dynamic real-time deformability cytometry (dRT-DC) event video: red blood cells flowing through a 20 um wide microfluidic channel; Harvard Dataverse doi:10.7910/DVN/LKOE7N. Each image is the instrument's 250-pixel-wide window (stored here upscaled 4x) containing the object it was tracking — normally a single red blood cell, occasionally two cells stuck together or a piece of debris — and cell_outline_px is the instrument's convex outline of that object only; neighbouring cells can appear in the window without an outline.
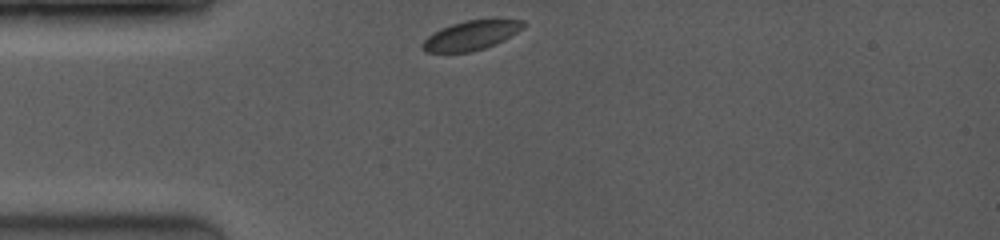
{"species": "common noctule bat (a hibernating species)", "species_latin": "Nyctalus noctula", "temperature_condition": "room temperature", "stored_images_in_passage": 3, "camera_frame_rate_fps": 3500, "um_per_image_px": 0.085, "animal": {"sex": "female", "body_mass_g": 19.0, "forearm_length_mm": 53.3}, "frame": {"image": 1, "passage_image": 1, "time_ms": 0.0, "image_size_px": [1000, 240], "cell_outline_px": [[528, 24], [524, 28], [484, 48], [468, 52], [424, 52], [420, 48], [420, 44], [432, 32], [440, 28], [464, 20], [524, 20]], "centroid_in_image_um": [39.97, 3.0], "position_along_channel_um": 45.0, "area_um2": 16.99}}